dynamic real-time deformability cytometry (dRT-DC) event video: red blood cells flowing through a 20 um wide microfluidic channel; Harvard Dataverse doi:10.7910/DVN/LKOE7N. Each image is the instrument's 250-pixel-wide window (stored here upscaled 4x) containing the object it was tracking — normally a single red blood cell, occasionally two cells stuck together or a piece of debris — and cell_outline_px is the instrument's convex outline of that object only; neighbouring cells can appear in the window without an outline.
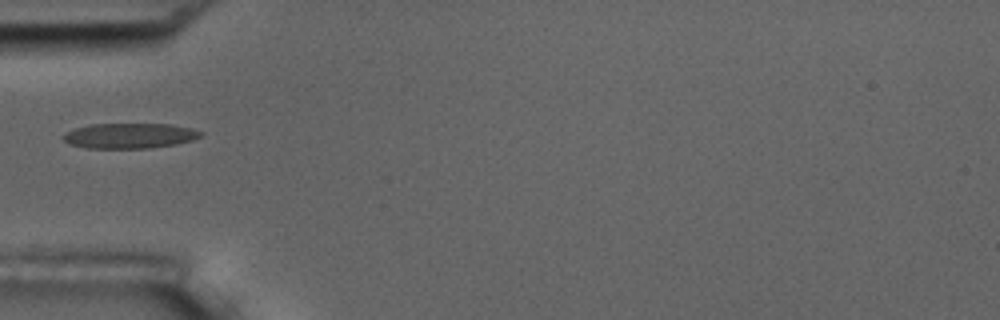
{"species": "common noctule bat (a hibernating species)", "species_latin": "Nyctalus noctula", "temperature_condition": "room temperature", "stored_images_in_passage": 2, "camera_frame_rate_fps": 3000, "um_per_image_px": 0.085, "animal": {"sex": "male", "body_mass_g": 17.5, "forearm_length_mm": 52.3}, "frame": {"image": 1, "passage_image": 1, "time_ms": 0.0, "image_size_px": [1000, 320], "cell_outline_px": [[204, 136], [192, 140], [176, 144], [148, 148], [84, 148], [68, 144], [60, 136], [64, 132], [88, 124], [172, 124], [204, 132]], "centroid_in_image_um": [10.98, 11.54], "position_along_channel_um": 74.0, "area_um2": 20.4}}